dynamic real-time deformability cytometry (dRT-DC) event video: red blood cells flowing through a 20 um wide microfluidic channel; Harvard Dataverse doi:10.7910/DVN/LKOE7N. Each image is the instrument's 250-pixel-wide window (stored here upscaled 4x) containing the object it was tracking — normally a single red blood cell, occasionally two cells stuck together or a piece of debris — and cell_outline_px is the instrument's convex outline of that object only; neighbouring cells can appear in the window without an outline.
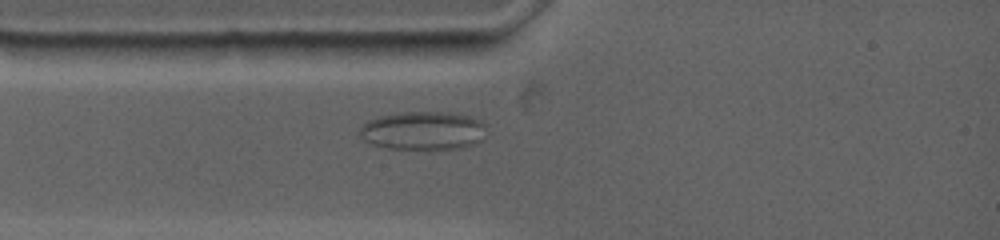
{"species": "common noctule bat (a hibernating species)", "species_latin": "Nyctalus noctula", "temperature_condition": "warm", "stored_images_in_passage": 39, "camera_frame_rate_fps": 4500, "um_per_image_px": 0.085, "animal": {"sex": "female", "body_mass_g": 19.0, "forearm_length_mm": 53.3}, "frame": {"image": 1, "passage_image": 1, "time_ms": 0.0, "image_size_px": [1000, 240], "cell_outline_px": [[484, 124], [480, 140], [472, 144], [460, 148], [388, 148], [372, 144], [364, 140], [360, 136], [360, 128], [368, 120], [380, 116], [404, 112], [444, 112], [468, 116], [480, 120]], "centroid_in_image_um": [35.91, 11.09], "position_along_channel_um": 49.1, "area_um2": 27.69}}
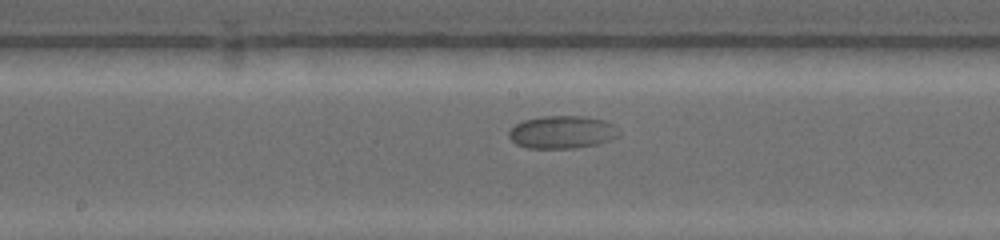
{"frame": {"image": 2, "passage_image": 12, "time_ms": 4.667, "image_size_px": [1000, 240], "cell_outline_px": [[620, 136], [600, 144], [576, 148], [528, 148], [516, 144], [508, 136], [508, 132], [516, 124], [524, 120], [544, 116], [584, 116], [604, 120], [612, 124], [620, 132]], "centroid_in_image_um": [47.81, 11.24], "position_along_channel_um": 200.4, "area_um2": 21.1}}
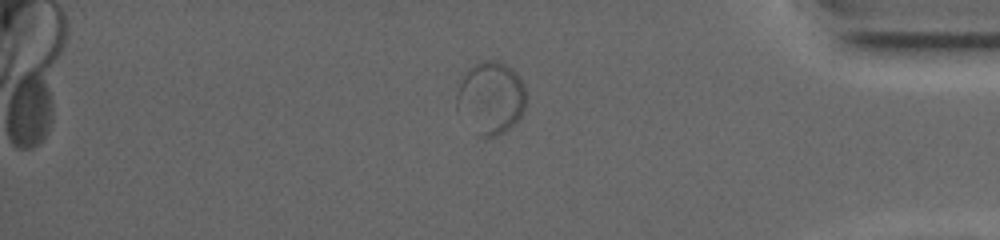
{"frame": {"image": 3, "passage_image": 28, "time_ms": 11.556, "image_size_px": [1000, 240], "cell_outline_px": [[524, 108], [520, 116], [504, 132], [496, 136], [480, 136], [456, 112], [456, 92], [468, 68], [476, 60], [496, 60], [512, 68], [516, 72], [524, 84]], "centroid_in_image_um": [41.67, 8.28], "position_along_channel_um": 393.5, "area_um2": 29.3}}